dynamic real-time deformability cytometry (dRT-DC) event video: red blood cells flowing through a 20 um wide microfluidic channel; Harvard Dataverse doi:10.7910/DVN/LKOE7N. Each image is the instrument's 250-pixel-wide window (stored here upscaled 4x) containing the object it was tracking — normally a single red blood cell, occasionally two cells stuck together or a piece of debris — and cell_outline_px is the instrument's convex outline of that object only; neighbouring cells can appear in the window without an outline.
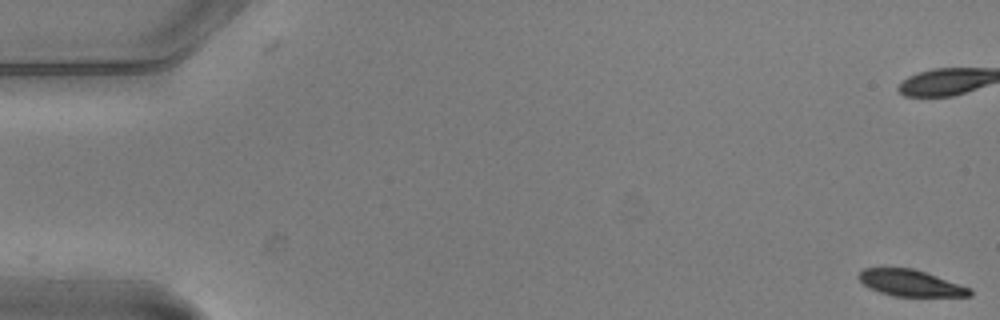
{"species": "common noctule bat (a hibernating species)", "species_latin": "Nyctalus noctula", "temperature_condition": "warm", "stored_images_in_passage": 5, "camera_frame_rate_fps": 3000, "um_per_image_px": 0.085, "animal": {"sex": "male", "body_mass_g": 20.5, "forearm_length_mm": 52.5}, "frame": {"image": 1, "passage_image": 1, "time_ms": 0.0, "image_size_px": [1000, 320], "cell_outline_px": [[972, 296], [892, 296], [868, 288], [856, 276], [864, 268], [912, 268], [972, 288]], "centroid_in_image_um": [77.38, 24.06], "position_along_channel_um": 7.6, "area_um2": 16.99}}